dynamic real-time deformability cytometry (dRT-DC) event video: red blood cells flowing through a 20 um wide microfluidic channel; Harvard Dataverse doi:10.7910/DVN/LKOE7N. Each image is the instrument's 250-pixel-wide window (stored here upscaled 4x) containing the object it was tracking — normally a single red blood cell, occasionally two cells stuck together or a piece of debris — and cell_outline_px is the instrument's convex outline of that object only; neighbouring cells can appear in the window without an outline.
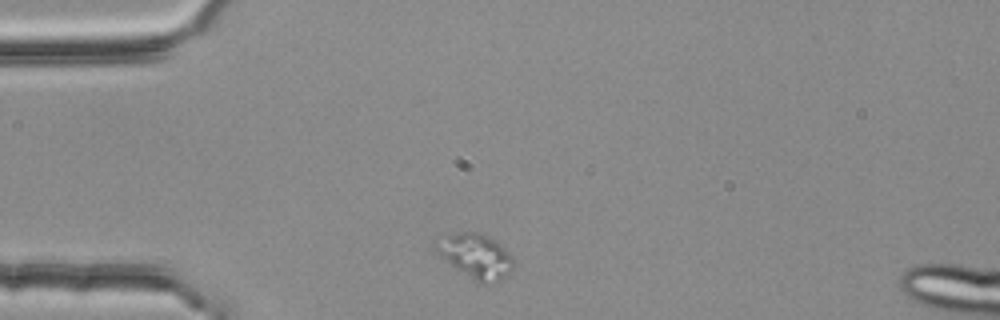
{"species": "common noctule bat (a hibernating species)", "species_latin": "Nyctalus noctula", "temperature_condition": "room temperature", "stored_images_in_passage": 1, "camera_frame_rate_fps": 3000, "um_per_image_px": 0.085, "animal": {"sex": "female", "body_mass_g": 25.1}, "frame": {"image": 1, "passage_image": 1, "time_ms": 0.0, "image_size_px": [1000, 320], "cell_outline_px": [[516, 264], [500, 280], [484, 284], [480, 284], [452, 264], [436, 248], [448, 236], [464, 232], [480, 232], [488, 236], [508, 252], [512, 256]], "centroid_in_image_um": [40.57, 21.79], "position_along_channel_um": 44.4, "area_um2": 18.79}}